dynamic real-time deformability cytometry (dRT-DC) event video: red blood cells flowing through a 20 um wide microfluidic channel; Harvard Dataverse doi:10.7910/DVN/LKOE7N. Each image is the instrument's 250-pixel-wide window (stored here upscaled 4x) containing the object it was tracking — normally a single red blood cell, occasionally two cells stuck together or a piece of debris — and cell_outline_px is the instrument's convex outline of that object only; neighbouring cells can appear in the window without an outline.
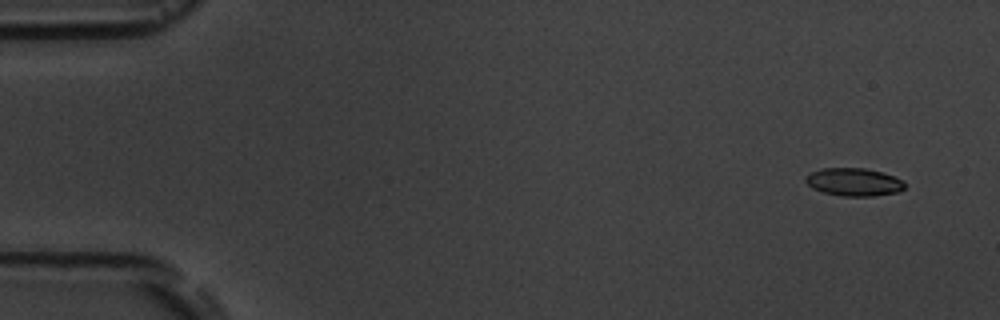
{"species": "common noctule bat (a hibernating species)", "species_latin": "Nyctalus noctula", "temperature_condition": "room temperature", "stored_images_in_passage": 7, "camera_frame_rate_fps": 3000, "um_per_image_px": 0.085, "animal": {"sex": "male", "body_mass_g": 19.5, "forearm_length_mm": 54.6}, "frame": {"image": 1, "passage_image": 2, "time_ms": 1.0, "image_size_px": [1000, 320], "cell_outline_px": [[904, 188], [896, 192], [872, 196], [840, 196], [824, 192], [812, 188], [804, 180], [804, 176], [820, 168], [864, 168], [880, 172], [904, 180]], "centroid_in_image_um": [72.53, 15.47], "position_along_channel_um": 12.5, "area_um2": 16.01}}
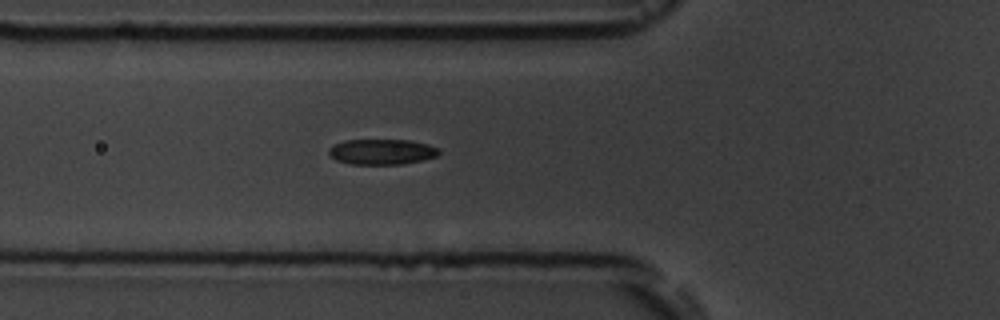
{"frame": {"image": 2, "passage_image": 7, "time_ms": 6.667, "image_size_px": [1000, 320], "cell_outline_px": [[440, 152], [436, 156], [420, 160], [400, 164], [352, 164], [336, 160], [328, 152], [328, 148], [344, 140], [408, 140], [428, 144], [440, 148]], "centroid_in_image_um": [32.46, 12.89], "position_along_channel_um": 93.3, "area_um2": 16.18}}